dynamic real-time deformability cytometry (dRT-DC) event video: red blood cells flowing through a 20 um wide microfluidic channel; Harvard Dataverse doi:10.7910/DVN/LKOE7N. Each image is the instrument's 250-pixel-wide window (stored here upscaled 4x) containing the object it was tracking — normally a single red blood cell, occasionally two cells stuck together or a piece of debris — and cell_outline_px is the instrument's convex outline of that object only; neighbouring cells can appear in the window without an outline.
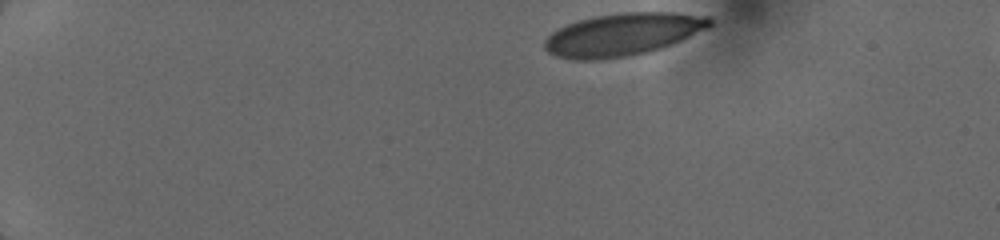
{"species": "human", "species_latin": "Homo sapiens", "temperature_condition": "cold", "stored_images_in_passage": 8, "camera_frame_rate_fps": 3000, "um_per_image_px": 0.085, "donor": {"sex": "female"}, "frame": {"image": 1, "passage_image": 1, "time_ms": 0.0, "image_size_px": [1000, 240], "cell_outline_px": [[712, 24], [708, 28], [680, 40], [660, 48], [648, 52], [624, 56], [596, 60], [576, 60], [556, 56], [548, 52], [544, 48], [544, 40], [552, 32], [568, 24], [580, 20], [596, 16], [620, 12], [676, 12], [708, 16], [712, 20]], "centroid_in_image_um": [52.93, 2.92], "position_along_channel_um": 32.1, "area_um2": 40.69}}
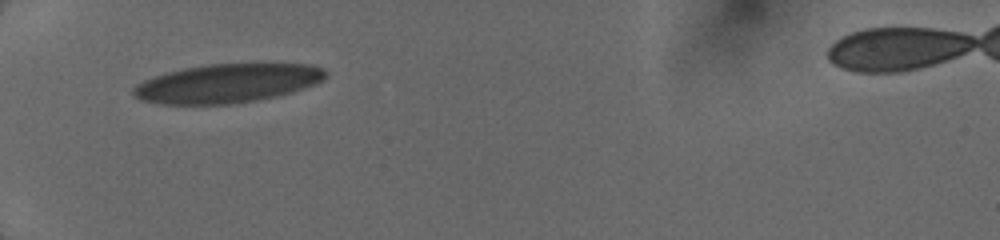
{"frame": {"image": 2, "passage_image": 5, "time_ms": 3.0, "image_size_px": [1000, 240], "cell_outline_px": [[328, 72], [320, 80], [312, 84], [292, 92], [276, 96], [256, 100], [228, 104], [160, 104], [140, 100], [132, 96], [132, 88], [136, 84], [144, 80], [168, 72], [184, 68], [208, 64], [312, 64], [324, 68]], "centroid_in_image_um": [19.27, 7.08], "position_along_channel_um": 65.7, "area_um2": 43.23}}
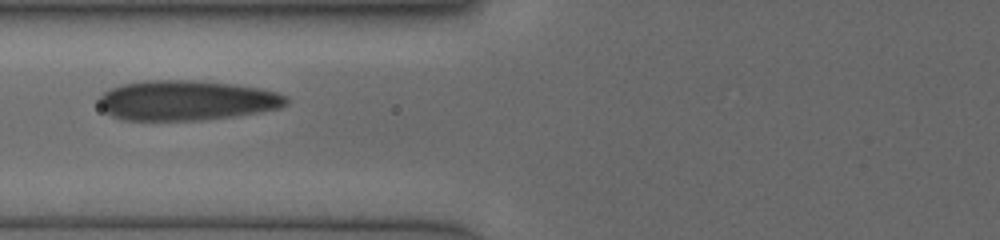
{"frame": {"image": 3, "passage_image": 7, "time_ms": 4.333, "image_size_px": [1000, 240], "cell_outline_px": [[288, 100], [280, 108], [232, 116], [200, 120], [124, 120], [112, 116], [104, 112], [100, 108], [100, 96], [104, 92], [120, 84], [144, 80], [196, 80], [236, 84], [260, 88], [276, 92], [288, 96]], "centroid_in_image_um": [15.83, 8.52], "position_along_channel_um": 110.0, "area_um2": 43.7}}